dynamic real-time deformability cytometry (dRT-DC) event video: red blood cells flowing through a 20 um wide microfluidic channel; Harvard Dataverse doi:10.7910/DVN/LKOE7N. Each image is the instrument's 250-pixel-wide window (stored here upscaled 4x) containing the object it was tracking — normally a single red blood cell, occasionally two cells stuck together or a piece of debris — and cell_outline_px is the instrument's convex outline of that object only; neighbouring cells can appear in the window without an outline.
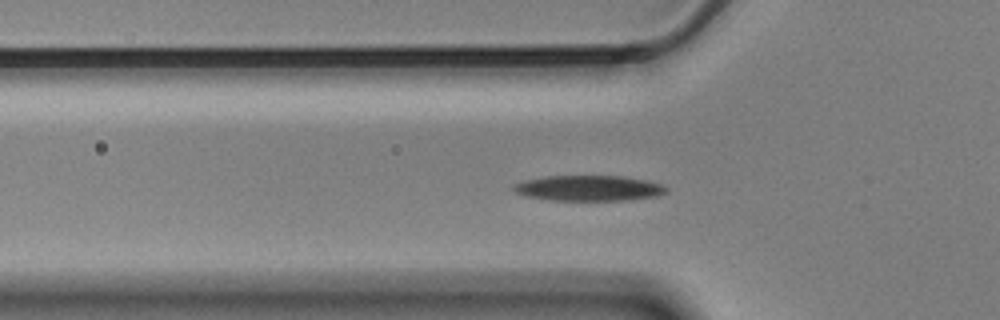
{"species": "Egyptian fruit bat (a non-hibernating species)", "species_latin": "Rousettus aegyptiacus", "temperature_condition": "cold", "stored_images_in_passage": 58, "camera_frame_rate_fps": 3000, "um_per_image_px": 0.085, "animal": {"sex": "male"}, "frame": {"image": 1, "passage_image": 18, "time_ms": 5.667, "image_size_px": [1000, 320], "cell_outline_px": [[668, 192], [656, 196], [628, 200], [548, 200], [528, 196], [516, 192], [512, 188], [516, 184], [528, 180], [544, 176], [624, 176], [644, 180], [660, 184], [668, 188]], "centroid_in_image_um": [50.09, 15.99], "position_along_channel_um": 75.7, "area_um2": 22.43}}
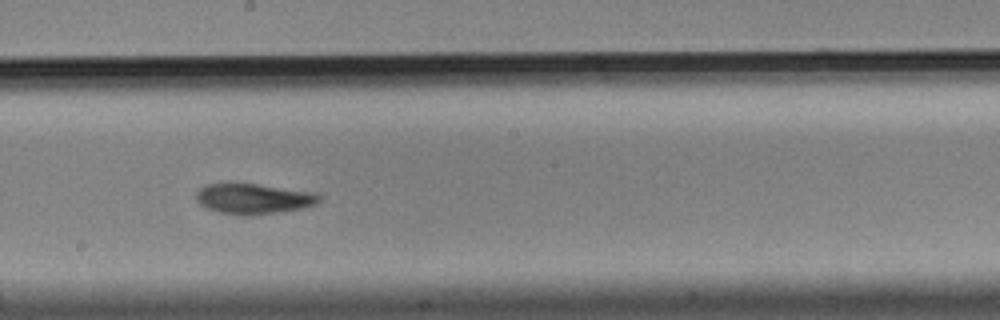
{"frame": {"image": 2, "passage_image": 31, "time_ms": 10.0, "image_size_px": [1000, 320], "cell_outline_px": [[320, 200], [316, 204], [304, 208], [276, 212], [244, 216], [220, 212], [208, 208], [200, 204], [196, 200], [196, 192], [200, 188], [208, 184], [256, 184], [316, 192], [320, 196]], "centroid_in_image_um": [21.57, 16.89], "position_along_channel_um": 226.6, "area_um2": 21.56}}
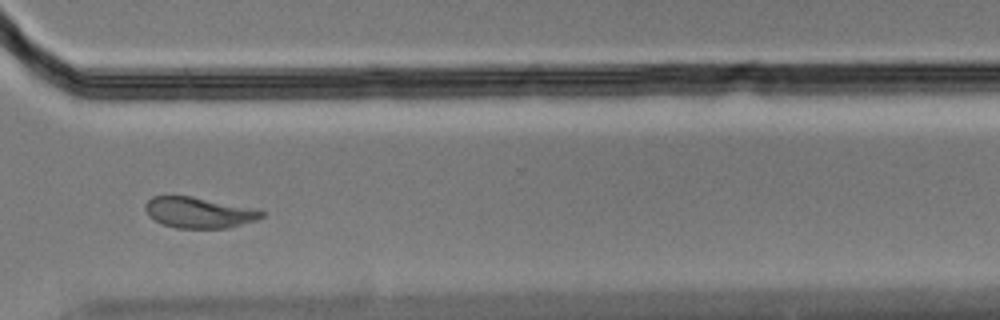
{"frame": {"image": 3, "passage_image": 42, "time_ms": 13.667, "image_size_px": [1000, 320], "cell_outline_px": [[264, 216], [256, 220], [228, 228], [176, 228], [164, 224], [148, 216], [144, 208], [144, 204], [152, 196], [192, 196], [264, 212]], "centroid_in_image_um": [16.82, 18.08], "position_along_channel_um": 353.8, "area_um2": 20.4}, "authors_computed_cell_mechanics": {"area_um2": 22.1085, "velocity_mm_per_s": 3.4697, "shape_relaxation_time_tau1_ms": 3.1565, "shape_relaxation_time_tau2_ms": 3.4151, "deformation_change_tau1": 0.1342, "deformation_change_tau2": 0.1023}}